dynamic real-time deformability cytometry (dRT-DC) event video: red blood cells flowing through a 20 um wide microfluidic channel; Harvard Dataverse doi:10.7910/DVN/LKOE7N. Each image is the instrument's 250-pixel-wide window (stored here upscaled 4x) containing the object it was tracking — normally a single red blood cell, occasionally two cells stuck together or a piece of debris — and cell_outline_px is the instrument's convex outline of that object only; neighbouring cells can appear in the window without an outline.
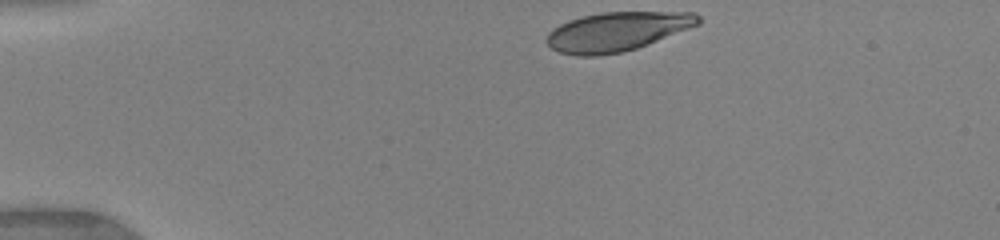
{"species": "human", "species_latin": "Homo sapiens", "temperature_condition": "warm", "stored_images_in_passage": 73, "camera_frame_rate_fps": 3000, "um_per_image_px": 0.085, "donor": {"sex": "female"}, "frame": {"image": 1, "passage_image": 1, "time_ms": 0.0, "image_size_px": [1000, 240], "cell_outline_px": [[700, 24], [636, 48], [620, 52], [596, 56], [576, 56], [560, 52], [552, 48], [544, 40], [548, 32], [552, 28], [568, 20], [580, 16], [604, 12], [692, 12], [700, 16]], "centroid_in_image_um": [52.4, 2.67], "position_along_channel_um": 32.6, "area_um2": 34.45}}
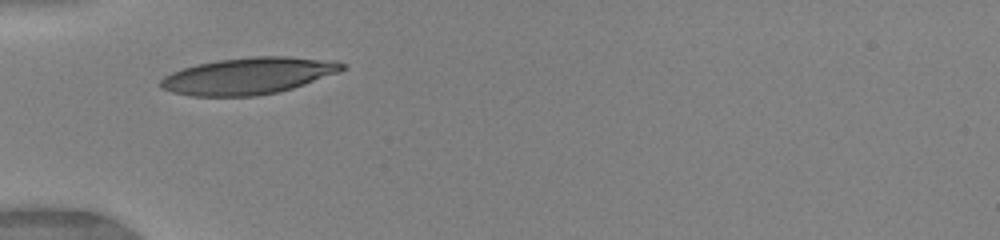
{"frame": {"image": 2, "passage_image": 15, "time_ms": 2.333, "image_size_px": [1000, 240], "cell_outline_px": [[344, 68], [340, 72], [280, 92], [256, 96], [192, 96], [172, 92], [164, 88], [160, 84], [160, 80], [164, 76], [172, 72], [196, 64], [216, 60], [252, 56], [284, 56], [336, 60], [344, 64]], "centroid_in_image_um": [21.13, 6.44], "position_along_channel_um": 63.9, "area_um2": 38.84}}